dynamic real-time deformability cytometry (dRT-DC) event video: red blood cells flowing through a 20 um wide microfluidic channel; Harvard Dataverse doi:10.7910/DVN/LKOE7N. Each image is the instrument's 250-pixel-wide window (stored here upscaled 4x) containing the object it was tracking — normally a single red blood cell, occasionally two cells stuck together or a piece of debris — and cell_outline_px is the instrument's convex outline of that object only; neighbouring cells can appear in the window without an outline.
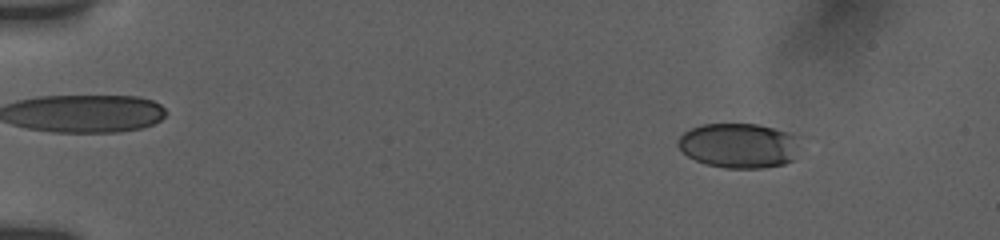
{"species": "human", "species_latin": "Homo sapiens", "temperature_condition": "room temperature", "stored_images_in_passage": 54, "camera_frame_rate_fps": 3000, "um_per_image_px": 0.085, "donor": {"sex": "female"}, "frame": {"image": 1, "passage_image": 7, "time_ms": 2.0, "image_size_px": [1000, 240], "cell_outline_px": [[796, 136], [792, 160], [784, 164], [764, 168], [724, 168], [704, 164], [688, 156], [676, 144], [676, 140], [684, 132], [692, 128], [704, 124], [756, 124], [788, 132]], "centroid_in_image_um": [62.72, 12.38], "position_along_channel_um": 22.3, "area_um2": 31.44}}
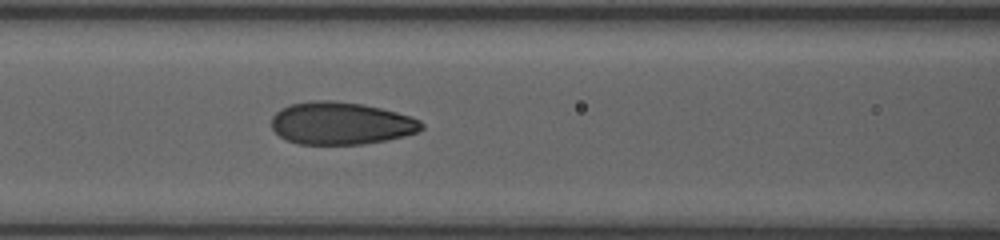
{"frame": {"image": 2, "passage_image": 25, "time_ms": 8.0, "image_size_px": [1000, 240], "cell_outline_px": [[424, 128], [416, 132], [404, 136], [364, 144], [300, 144], [288, 140], [280, 136], [272, 128], [272, 116], [280, 108], [292, 104], [316, 100], [332, 100], [360, 104], [380, 108], [396, 112], [420, 120], [424, 124]], "centroid_in_image_um": [28.97, 10.48], "position_along_channel_um": 137.6, "area_um2": 36.88}}
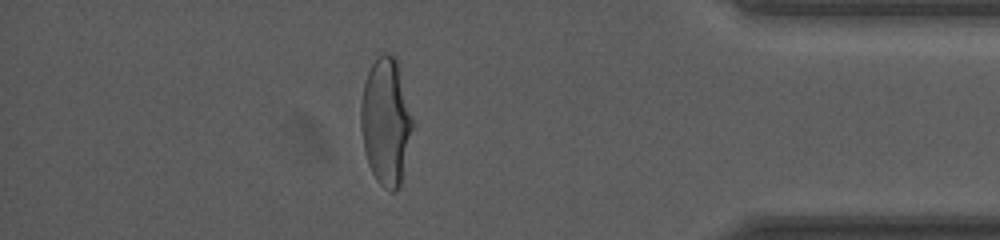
{"frame": {"image": 3, "passage_image": 48, "time_ms": 15.667, "image_size_px": [1000, 240], "cell_outline_px": [[416, 124], [400, 188], [396, 192], [392, 192], [384, 188], [376, 180], [368, 164], [364, 148], [360, 128], [360, 104], [364, 80], [372, 64], [384, 52], [392, 56], [400, 64]], "centroid_in_image_um": [32.86, 10.35], "position_along_channel_um": 402.3, "area_um2": 39.82}, "authors_computed_cell_mechanics": {"area_um2": 36.3851, "velocity_mm_per_s": 3.841, "shape_relaxation_time_tau1_ms": 5.235, "shape_relaxation_time_tau2_ms": null, "deformation_change_tau1": 0.2017, "deformation_change_tau2": null}}